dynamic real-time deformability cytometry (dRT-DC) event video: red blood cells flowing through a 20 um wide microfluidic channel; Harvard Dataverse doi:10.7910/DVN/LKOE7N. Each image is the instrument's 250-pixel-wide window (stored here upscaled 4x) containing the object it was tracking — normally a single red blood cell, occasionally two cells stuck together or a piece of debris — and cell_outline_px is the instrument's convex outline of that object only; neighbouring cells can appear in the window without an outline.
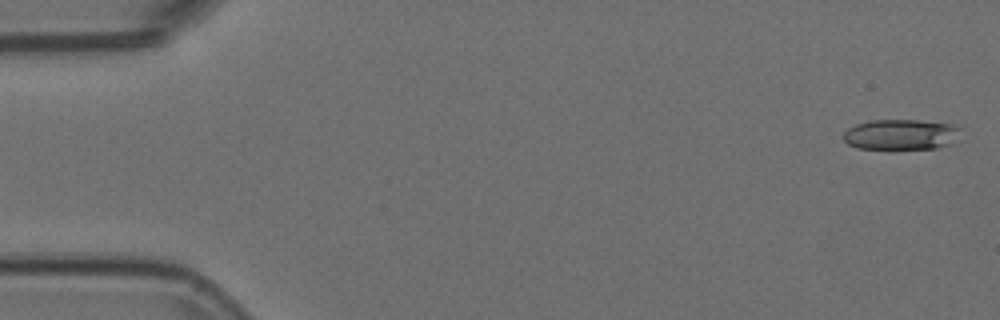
{"species": "Egyptian fruit bat (a non-hibernating species)", "species_latin": "Rousettus aegyptiacus", "temperature_condition": "room temperature", "stored_images_in_passage": 54, "camera_frame_rate_fps": 3000, "um_per_image_px": 0.085, "animal": {"sex": "female"}, "frame": {"image": 1, "passage_image": 1, "time_ms": 0.0, "image_size_px": [1000, 320], "cell_outline_px": [[964, 128], [952, 144], [936, 148], [856, 148], [848, 144], [844, 140], [844, 132], [848, 128], [856, 124], [872, 120], [916, 120], [960, 124]], "centroid_in_image_um": [76.67, 11.41], "position_along_channel_um": 8.3, "area_um2": 21.04}}
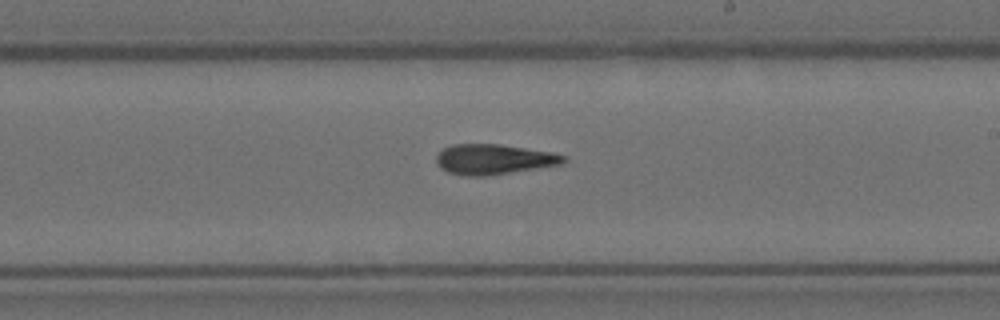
{"frame": {"image": 2, "passage_image": 31, "time_ms": 10.0, "image_size_px": [1000, 320], "cell_outline_px": [[568, 160], [564, 164], [488, 176], [464, 176], [448, 172], [440, 168], [436, 160], [436, 156], [444, 148], [452, 144], [500, 144], [552, 152], [568, 156]], "centroid_in_image_um": [42.02, 13.55], "position_along_channel_um": 247.0, "area_um2": 22.66}}
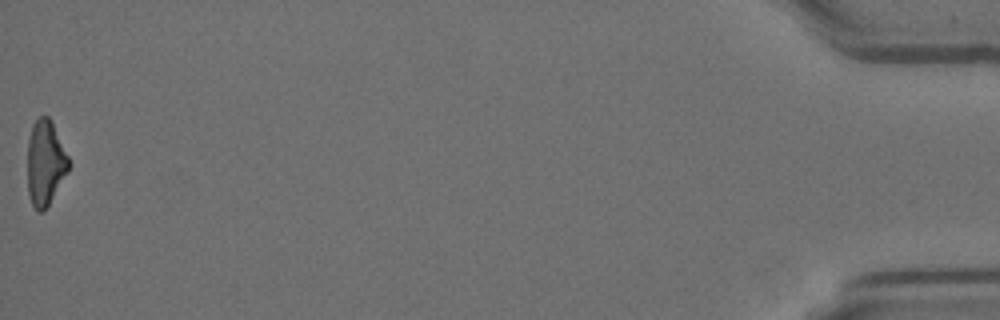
{"frame": {"image": 3, "passage_image": 54, "time_ms": 17.667, "image_size_px": [1000, 320], "cell_outline_px": [[68, 172], [44, 212], [36, 212], [32, 204], [28, 192], [28, 140], [32, 124], [40, 116], [48, 116], [52, 120], [68, 156]], "centroid_in_image_um": [3.84, 13.85], "position_along_channel_um": 431.4, "area_um2": 20.46}}